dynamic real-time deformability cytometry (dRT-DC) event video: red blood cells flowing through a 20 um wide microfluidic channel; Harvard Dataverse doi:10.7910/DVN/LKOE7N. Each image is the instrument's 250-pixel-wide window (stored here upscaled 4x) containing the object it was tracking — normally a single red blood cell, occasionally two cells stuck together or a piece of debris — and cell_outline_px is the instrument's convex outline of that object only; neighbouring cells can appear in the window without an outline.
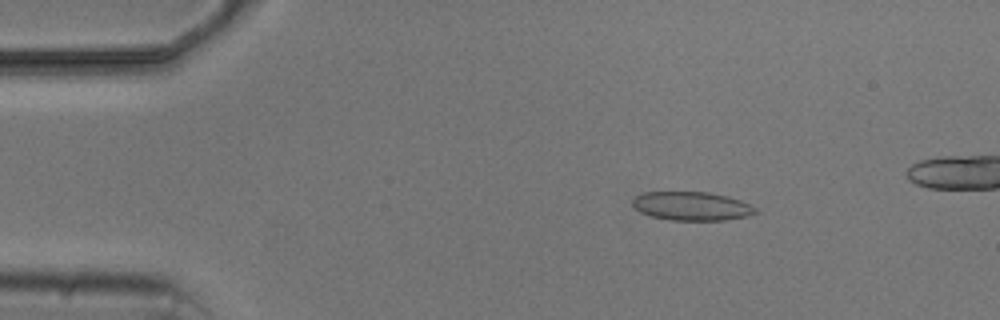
{"species": "common noctule bat (a hibernating species)", "species_latin": "Nyctalus noctula", "temperature_condition": "cold", "stored_images_in_passage": 5, "segment_of_instrument_passage": [1, 2], "camera_frame_rate_fps": 3000, "um_per_image_px": 0.085, "animal": {"sex": "male", "body_mass_g": 20.5, "forearm_length_mm": 52.5}, "frame": {"image": 1, "passage_image": 2, "time_ms": 1.333, "image_size_px": [1000, 320], "cell_outline_px": [[760, 212], [748, 216], [724, 220], [672, 220], [648, 216], [640, 212], [632, 204], [632, 200], [636, 196], [644, 192], [708, 192], [728, 196], [752, 204]], "centroid_in_image_um": [58.83, 17.52], "position_along_channel_um": 26.2, "area_um2": 20.75}}